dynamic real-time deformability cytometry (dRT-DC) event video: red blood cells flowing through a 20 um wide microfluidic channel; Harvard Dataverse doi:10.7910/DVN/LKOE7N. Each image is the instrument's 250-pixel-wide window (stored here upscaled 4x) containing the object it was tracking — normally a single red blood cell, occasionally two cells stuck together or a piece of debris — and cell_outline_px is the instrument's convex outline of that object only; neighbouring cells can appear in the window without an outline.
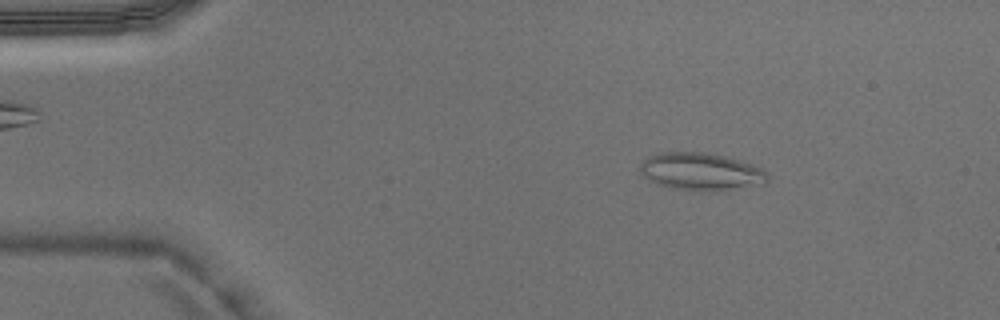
{"species": "Egyptian fruit bat (a non-hibernating species)", "species_latin": "Rousettus aegyptiacus", "temperature_condition": "warm", "stored_images_in_passage": 45, "camera_frame_rate_fps": 3000, "um_per_image_px": 0.085, "animal": {"sex": "male"}, "frame": {"image": 1, "passage_image": 6, "time_ms": 1.667, "image_size_px": [1000, 320], "cell_outline_px": [[768, 184], [728, 188], [668, 188], [656, 184], [648, 180], [640, 172], [640, 164], [648, 156], [660, 152], [704, 152], [724, 156], [740, 160], [764, 168], [768, 172]], "centroid_in_image_um": [59.58, 14.54], "position_along_channel_um": 25.4, "area_um2": 27.28}}
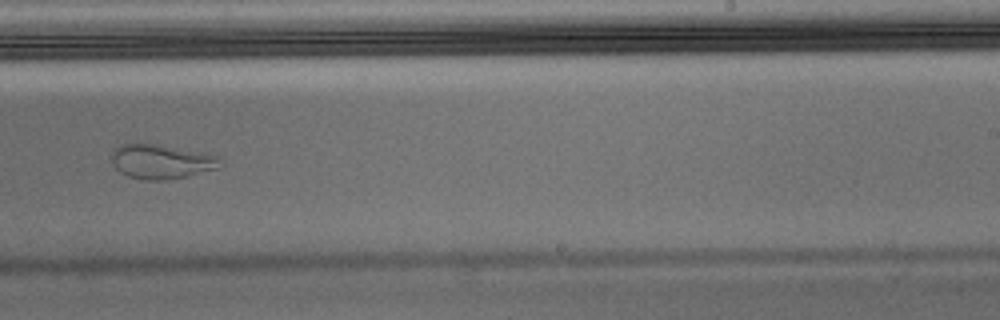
{"frame": {"image": 2, "passage_image": 28, "time_ms": 9.0, "image_size_px": [1000, 320], "cell_outline_px": [[220, 168], [184, 176], [164, 180], [144, 180], [128, 176], [120, 172], [112, 164], [112, 152], [120, 144], [152, 144], [200, 152], [220, 156]], "centroid_in_image_um": [13.69, 13.74], "position_along_channel_um": 275.3, "area_um2": 21.39}}
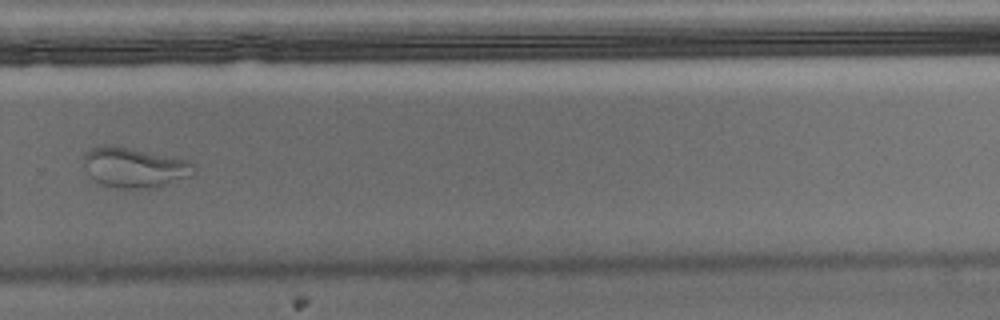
{"frame": {"image": 3, "passage_image": 31, "time_ms": 10.0, "image_size_px": [1000, 320], "cell_outline_px": [[196, 168], [188, 176], [152, 188], [116, 188], [100, 184], [88, 176], [84, 164], [84, 156], [92, 148], [104, 144], [108, 144], [172, 156], [188, 160], [196, 164]], "centroid_in_image_um": [11.39, 14.23], "position_along_channel_um": 318.4, "area_um2": 25.61}}